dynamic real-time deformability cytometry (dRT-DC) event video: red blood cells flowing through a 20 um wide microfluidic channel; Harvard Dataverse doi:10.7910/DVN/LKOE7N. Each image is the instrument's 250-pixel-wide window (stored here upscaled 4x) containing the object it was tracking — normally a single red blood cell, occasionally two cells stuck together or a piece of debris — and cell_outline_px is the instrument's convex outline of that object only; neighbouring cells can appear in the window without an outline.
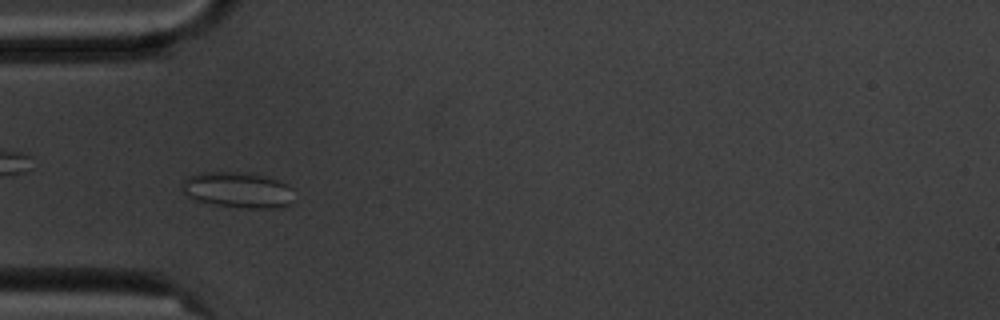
{"species": "common noctule bat (a hibernating species)", "species_latin": "Nyctalus noctula", "temperature_condition": "cold", "stored_images_in_passage": 6, "camera_frame_rate_fps": 3000, "um_per_image_px": 0.085, "animal": {"sex": "male", "body_mass_g": 20.1, "forearm_length_mm": 53.5}, "frame": {"image": 1, "passage_image": 5, "time_ms": 5.0, "image_size_px": [1000, 320], "cell_outline_px": [[296, 200], [292, 204], [280, 208], [244, 208], [216, 204], [196, 200], [188, 196], [184, 192], [180, 184], [188, 176], [204, 172], [252, 172], [276, 180], [292, 188]], "centroid_in_image_um": [20.26, 16.15], "position_along_channel_um": 64.7, "area_um2": 23.58}}
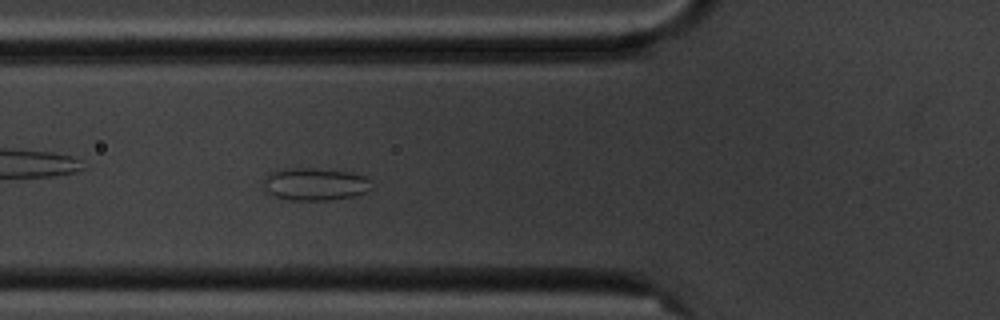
{"frame": {"image": 2, "passage_image": 6, "time_ms": 6.0, "image_size_px": [1000, 320], "cell_outline_px": [[376, 184], [368, 192], [356, 196], [328, 200], [288, 200], [264, 192], [264, 176], [276, 168], [316, 168], [348, 172], [368, 176]], "centroid_in_image_um": [26.81, 15.64], "position_along_channel_um": 99.0, "area_um2": 21.21}}